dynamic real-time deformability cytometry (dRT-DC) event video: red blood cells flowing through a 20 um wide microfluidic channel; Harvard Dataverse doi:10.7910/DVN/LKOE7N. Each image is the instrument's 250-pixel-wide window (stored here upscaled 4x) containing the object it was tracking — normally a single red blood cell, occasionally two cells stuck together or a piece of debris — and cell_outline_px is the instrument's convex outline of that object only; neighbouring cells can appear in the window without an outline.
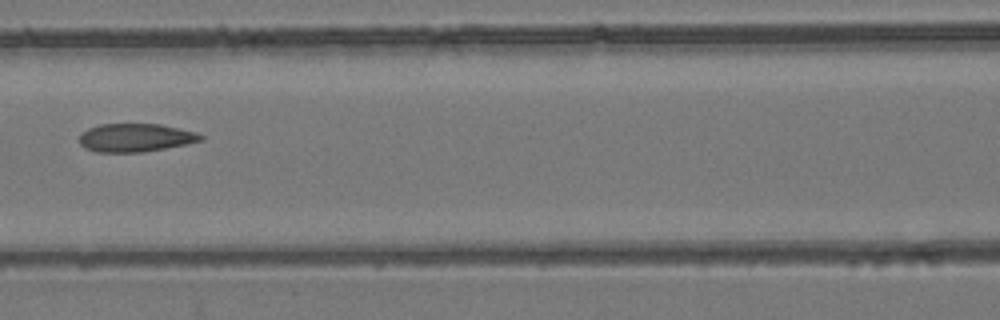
{"species": "common noctule bat (a hibernating species)", "species_latin": "Nyctalus noctula", "temperature_condition": "room temperature", "stored_images_in_passage": 4, "camera_frame_rate_fps": 3000, "um_per_image_px": 0.085, "animal": {"sex": "female", "body_mass_g": 24.6, "forearm_length_mm": 56.2}, "frame": {"image": 1, "passage_image": 3, "time_ms": 0.667, "image_size_px": [1000, 320], "cell_outline_px": [[204, 140], [164, 148], [140, 152], [96, 152], [84, 148], [80, 144], [80, 132], [88, 128], [100, 124], [160, 124], [196, 132], [204, 136]], "centroid_in_image_um": [11.48, 11.7], "position_along_channel_um": 155.1, "area_um2": 19.94}}
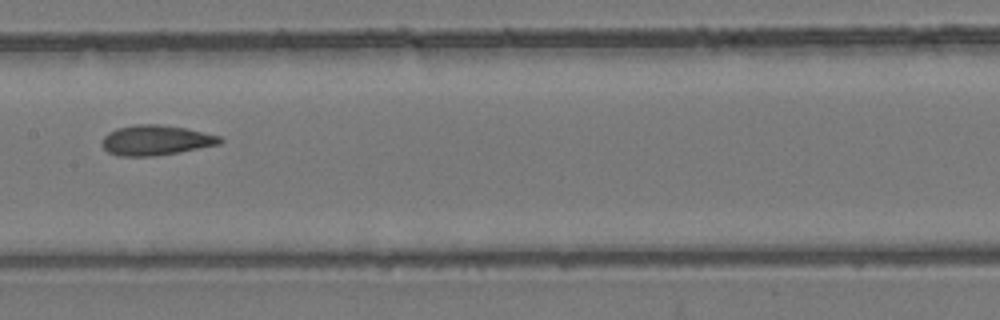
{"frame": {"image": 2, "passage_image": 4, "time_ms": 1.0, "image_size_px": [1000, 320], "cell_outline_px": [[224, 140], [220, 144], [180, 152], [156, 156], [116, 156], [108, 152], [100, 144], [104, 136], [108, 132], [116, 128], [136, 124], [160, 124], [188, 128], [220, 136]], "centroid_in_image_um": [13.24, 11.92], "position_along_channel_um": 194.2, "area_um2": 20.98}}